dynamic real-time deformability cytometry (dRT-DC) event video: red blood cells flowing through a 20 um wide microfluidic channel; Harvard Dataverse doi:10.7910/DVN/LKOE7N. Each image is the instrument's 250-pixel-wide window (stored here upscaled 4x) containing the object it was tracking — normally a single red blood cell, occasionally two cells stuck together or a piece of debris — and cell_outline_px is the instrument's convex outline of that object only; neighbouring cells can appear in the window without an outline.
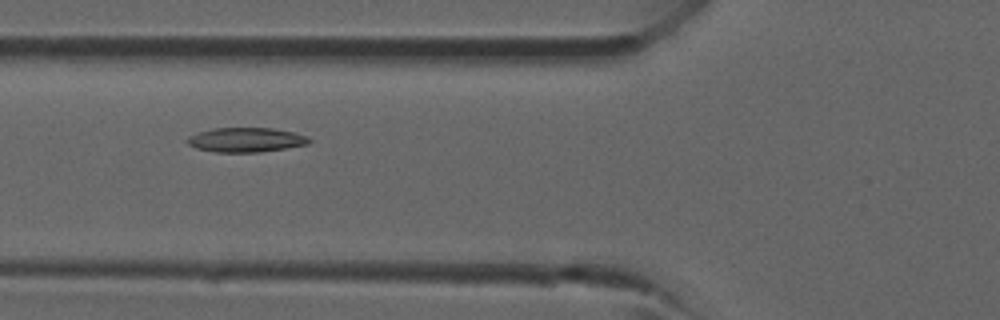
{"species": "common noctule bat (a hibernating species)", "species_latin": "Nyctalus noctula", "temperature_condition": "room temperature", "stored_images_in_passage": 34, "camera_frame_rate_fps": 3000, "um_per_image_px": 0.085, "animal": {"sex": "male", "forearm_length_mm": 52.5}, "frame": {"image": 1, "passage_image": 8, "time_ms": 2.333, "image_size_px": [1000, 320], "cell_outline_px": [[312, 140], [308, 144], [260, 152], [212, 152], [196, 148], [188, 144], [184, 140], [188, 136], [212, 128], [272, 128], [292, 132], [304, 136]], "centroid_in_image_um": [20.84, 11.89], "position_along_channel_um": 105.0, "area_um2": 17.28}}
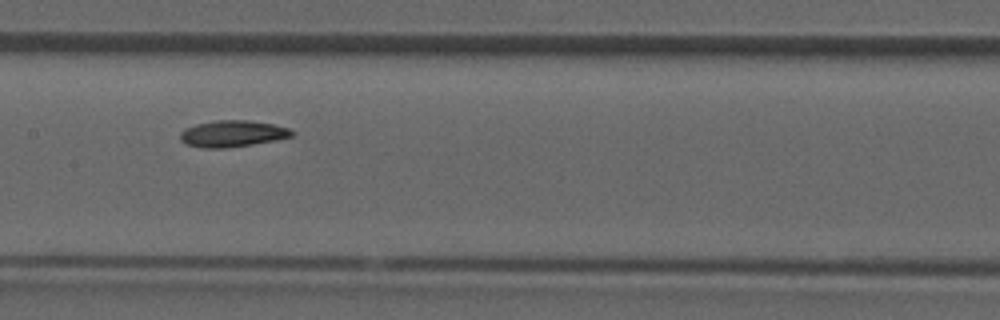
{"frame": {"image": 2, "passage_image": 13, "time_ms": 4.0, "image_size_px": [1000, 320], "cell_outline_px": [[296, 132], [292, 136], [276, 140], [252, 144], [224, 148], [204, 148], [188, 144], [180, 140], [180, 132], [184, 128], [196, 124], [216, 120], [248, 120], [272, 124], [288, 128]], "centroid_in_image_um": [19.75, 11.35], "position_along_channel_um": 187.6, "area_um2": 17.17}}
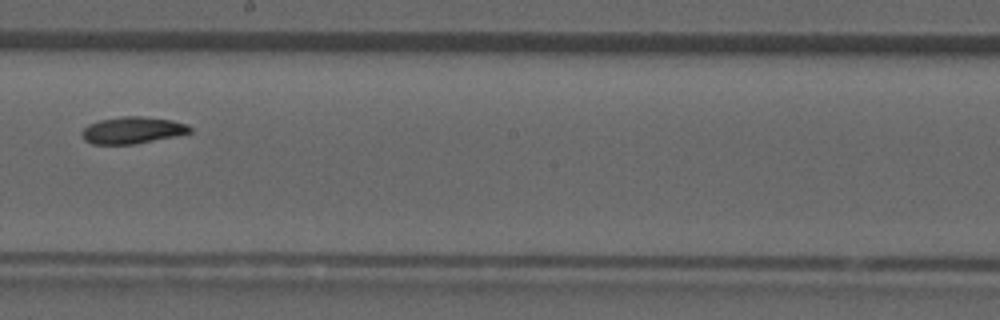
{"frame": {"image": 3, "passage_image": 16, "time_ms": 5.0, "image_size_px": [1000, 320], "cell_outline_px": [[192, 132], [132, 144], [92, 144], [84, 140], [80, 132], [88, 124], [100, 120], [120, 116], [144, 116], [172, 120], [188, 124], [192, 128]], "centroid_in_image_um": [11.23, 11.05], "position_along_channel_um": 237.0, "area_um2": 16.82}}